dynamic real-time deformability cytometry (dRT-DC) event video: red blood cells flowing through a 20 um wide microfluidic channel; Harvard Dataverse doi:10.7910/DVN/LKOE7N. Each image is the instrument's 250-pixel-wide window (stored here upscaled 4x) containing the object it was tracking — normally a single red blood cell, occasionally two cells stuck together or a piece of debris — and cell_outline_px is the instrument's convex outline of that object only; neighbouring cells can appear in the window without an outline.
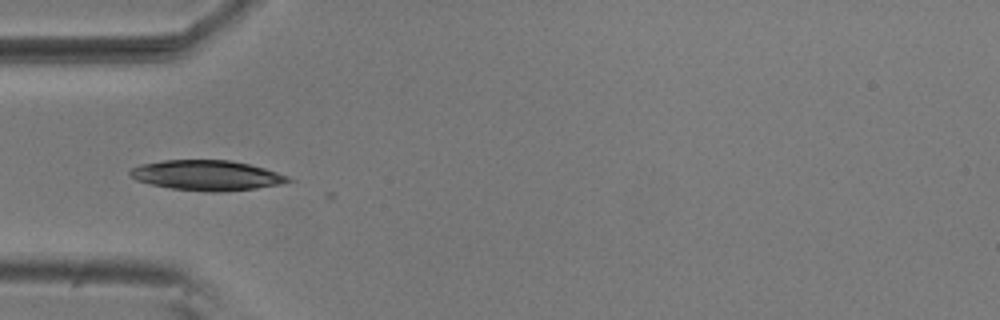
{"species": "common noctule bat (a hibernating species)", "species_latin": "Nyctalus noctula", "temperature_condition": "room temperature", "stored_images_in_passage": 4, "camera_frame_rate_fps": 3000, "um_per_image_px": 0.085, "animal": {"sex": "male", "body_mass_g": 20.5, "forearm_length_mm": 52.5}, "frame": {"image": 1, "passage_image": 1, "time_ms": 0.0, "image_size_px": [1000, 320], "cell_outline_px": [[296, 180], [280, 184], [256, 188], [220, 192], [204, 192], [172, 188], [152, 184], [136, 180], [128, 172], [132, 168], [140, 164], [164, 160], [228, 160], [248, 164], [264, 168], [288, 176]], "centroid_in_image_um": [17.59, 14.9], "position_along_channel_um": 67.4, "area_um2": 27.63}}